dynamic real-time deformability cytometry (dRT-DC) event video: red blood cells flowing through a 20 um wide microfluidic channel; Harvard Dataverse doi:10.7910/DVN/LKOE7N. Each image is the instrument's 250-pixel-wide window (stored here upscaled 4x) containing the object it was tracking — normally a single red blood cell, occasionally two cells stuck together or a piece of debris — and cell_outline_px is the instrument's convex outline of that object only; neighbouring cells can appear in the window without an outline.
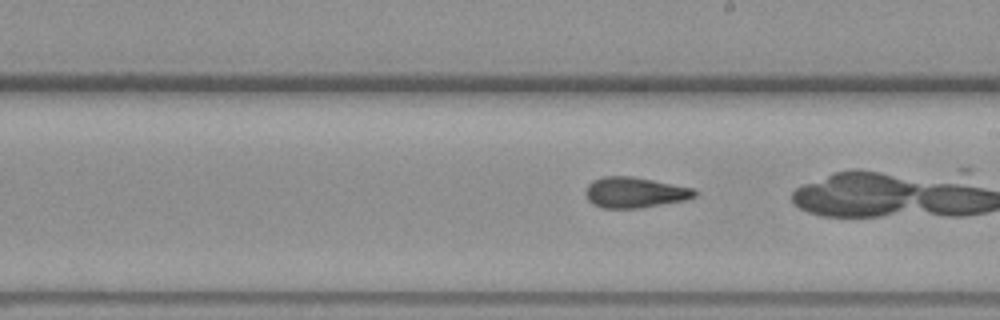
{"species": "common noctule bat (a hibernating species)", "species_latin": "Nyctalus noctula", "temperature_condition": "warm", "stored_images_in_passage": 45, "camera_frame_rate_fps": 3000, "um_per_image_px": 0.085, "animal": {"sex": "female", "body_mass_g": 19.3, "forearm_length_mm": 54.1}, "frame": {"image": 1, "passage_image": 32, "time_ms": 10.333, "image_size_px": [1000, 320], "cell_outline_px": [[696, 196], [684, 200], [640, 208], [600, 208], [592, 204], [588, 200], [584, 192], [588, 184], [592, 180], [604, 176], [632, 176], [692, 188], [696, 192]], "centroid_in_image_um": [53.88, 16.36], "position_along_channel_um": 235.1, "area_um2": 19.42}}